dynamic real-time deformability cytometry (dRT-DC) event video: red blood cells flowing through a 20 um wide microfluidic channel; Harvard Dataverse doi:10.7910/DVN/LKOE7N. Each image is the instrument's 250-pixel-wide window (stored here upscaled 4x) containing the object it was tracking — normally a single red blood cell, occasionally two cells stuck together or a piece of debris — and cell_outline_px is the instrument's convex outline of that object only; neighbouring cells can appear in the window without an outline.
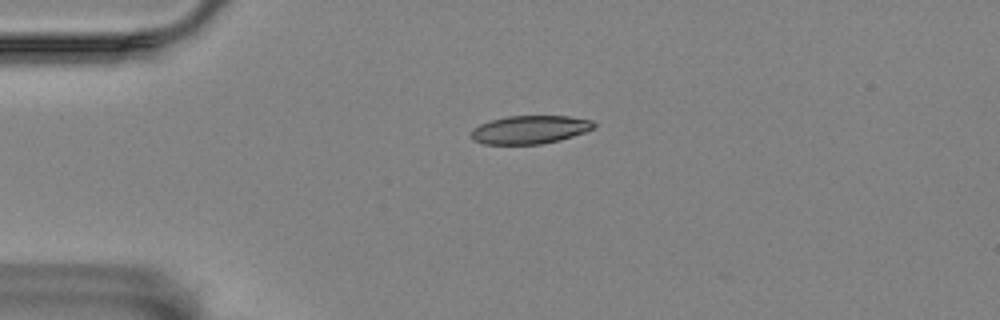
{"species": "Egyptian fruit bat (a non-hibernating species)", "species_latin": "Rousettus aegyptiacus", "temperature_condition": "room temperature", "stored_images_in_passage": 35, "camera_frame_rate_fps": 3000, "um_per_image_px": 0.085, "animal": {"sex": "female"}, "frame": {"image": 1, "passage_image": 1, "time_ms": 0.0, "image_size_px": [1000, 320], "cell_outline_px": [[596, 128], [560, 140], [540, 144], [484, 144], [472, 140], [472, 132], [480, 124], [492, 120], [508, 116], [568, 116], [592, 120], [596, 124]], "centroid_in_image_um": [45.08, 11.02], "position_along_channel_um": 39.9, "area_um2": 20.06}}
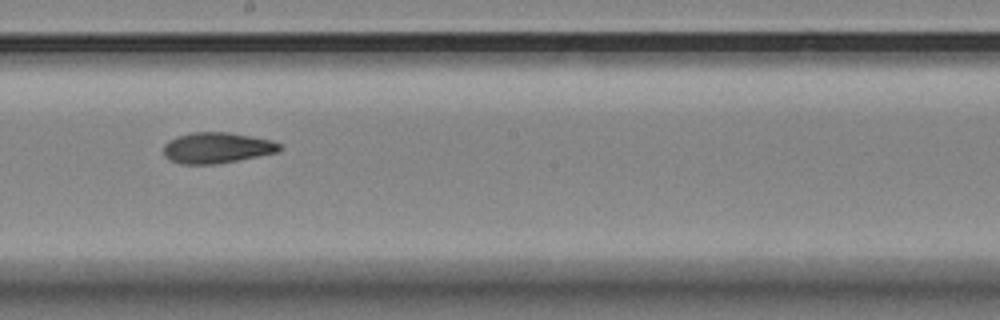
{"frame": {"image": 2, "passage_image": 20, "time_ms": 6.333, "image_size_px": [1000, 320], "cell_outline_px": [[280, 148], [276, 152], [216, 164], [180, 164], [168, 160], [164, 156], [164, 144], [168, 140], [176, 136], [192, 132], [228, 132], [272, 140], [280, 144]], "centroid_in_image_um": [18.35, 12.56], "position_along_channel_um": 229.8, "area_um2": 20.75}}
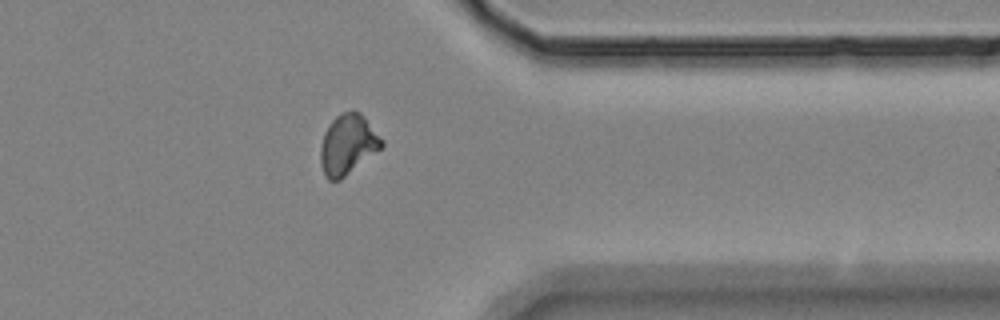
{"frame": {"image": 3, "passage_image": 34, "time_ms": 11.0, "image_size_px": [1000, 320], "cell_outline_px": [[384, 144], [380, 148], [340, 180], [328, 180], [324, 176], [320, 164], [320, 148], [324, 132], [328, 124], [340, 112], [360, 112], [364, 116], [384, 140]], "centroid_in_image_um": [29.53, 12.28], "position_along_channel_um": 381.9, "area_um2": 21.33}}